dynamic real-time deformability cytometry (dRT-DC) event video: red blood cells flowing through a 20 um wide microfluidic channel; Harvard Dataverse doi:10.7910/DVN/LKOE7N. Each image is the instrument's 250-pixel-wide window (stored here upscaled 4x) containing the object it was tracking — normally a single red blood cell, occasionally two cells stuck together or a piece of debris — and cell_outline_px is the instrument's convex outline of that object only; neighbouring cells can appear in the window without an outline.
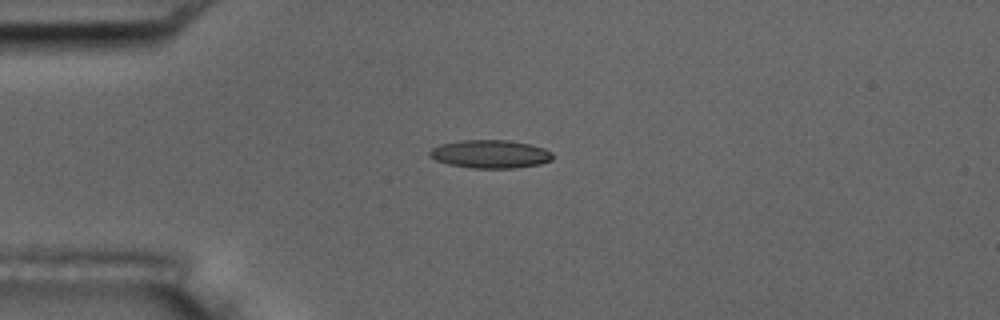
{"species": "common noctule bat (a hibernating species)", "species_latin": "Nyctalus noctula", "temperature_condition": "room temperature", "stored_images_in_passage": 9, "camera_frame_rate_fps": 3000, "um_per_image_px": 0.085, "animal": {"sex": "male", "body_mass_g": 17.5, "forearm_length_mm": 52.3}, "frame": {"image": 1, "passage_image": 2, "time_ms": 1.333, "image_size_px": [1000, 320], "cell_outline_px": [[552, 160], [540, 164], [516, 168], [472, 168], [448, 164], [436, 160], [428, 156], [428, 152], [432, 148], [440, 144], [460, 140], [508, 140], [528, 144], [544, 148], [552, 152]], "centroid_in_image_um": [41.65, 13.09], "position_along_channel_um": 43.3, "area_um2": 20.29}}
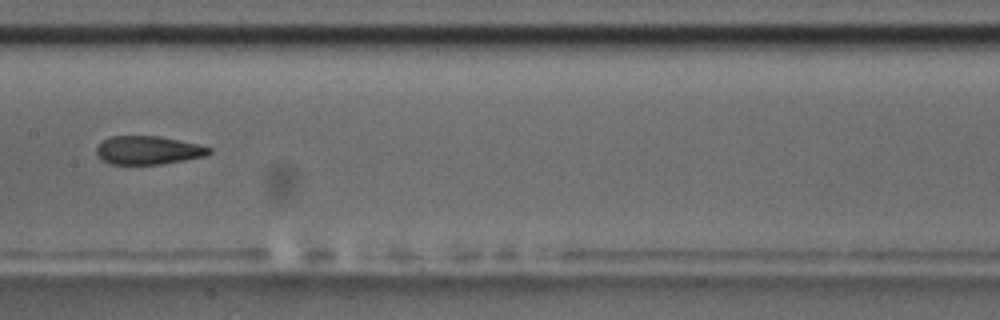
{"frame": {"image": 2, "passage_image": 6, "time_ms": 6.0, "image_size_px": [1000, 320], "cell_outline_px": [[212, 152], [204, 156], [184, 160], [160, 164], [108, 164], [100, 160], [96, 156], [96, 148], [104, 140], [112, 136], [160, 136], [196, 144], [212, 148]], "centroid_in_image_um": [12.55, 12.78], "position_along_channel_um": 194.8, "area_um2": 18.61}}
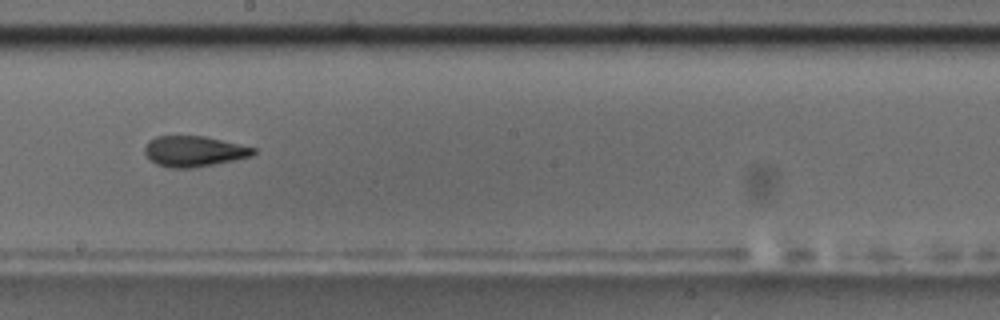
{"frame": {"image": 3, "passage_image": 7, "time_ms": 7.0, "image_size_px": [1000, 320], "cell_outline_px": [[256, 152], [252, 156], [192, 168], [172, 168], [156, 164], [144, 152], [144, 148], [148, 140], [156, 136], [204, 136], [256, 148]], "centroid_in_image_um": [16.47, 12.85], "position_along_channel_um": 231.7, "area_um2": 19.19}}